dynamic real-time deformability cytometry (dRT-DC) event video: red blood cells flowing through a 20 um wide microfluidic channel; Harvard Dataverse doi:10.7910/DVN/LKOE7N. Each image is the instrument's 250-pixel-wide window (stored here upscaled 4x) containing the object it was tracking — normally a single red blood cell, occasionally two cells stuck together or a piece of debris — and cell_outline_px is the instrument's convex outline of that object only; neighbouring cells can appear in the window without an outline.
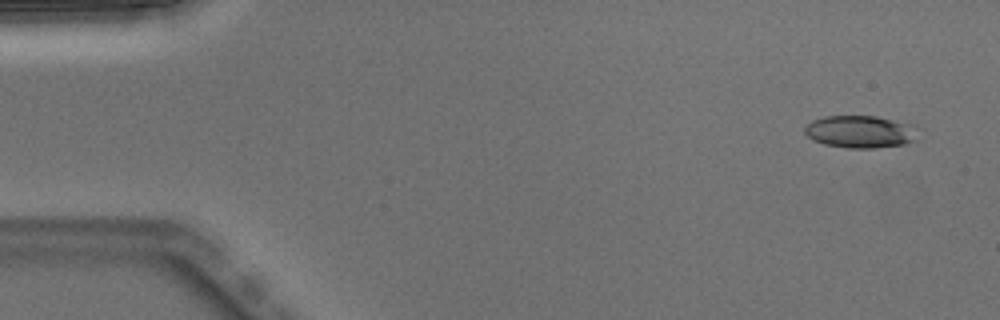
{"species": "Egyptian fruit bat (a non-hibernating species)", "species_latin": "Rousettus aegyptiacus", "temperature_condition": "warm", "stored_images_in_passage": 4, "camera_frame_rate_fps": 3000, "um_per_image_px": 0.085, "animal": {"sex": "male"}, "frame": {"image": 1, "passage_image": 1, "time_ms": 0.0, "image_size_px": [1000, 320], "cell_outline_px": [[924, 128], [916, 140], [904, 144], [872, 148], [848, 148], [824, 144], [812, 140], [804, 132], [804, 128], [812, 120], [824, 116], [876, 116], [916, 124]], "centroid_in_image_um": [73.24, 11.18], "position_along_channel_um": 11.8, "area_um2": 22.02}}
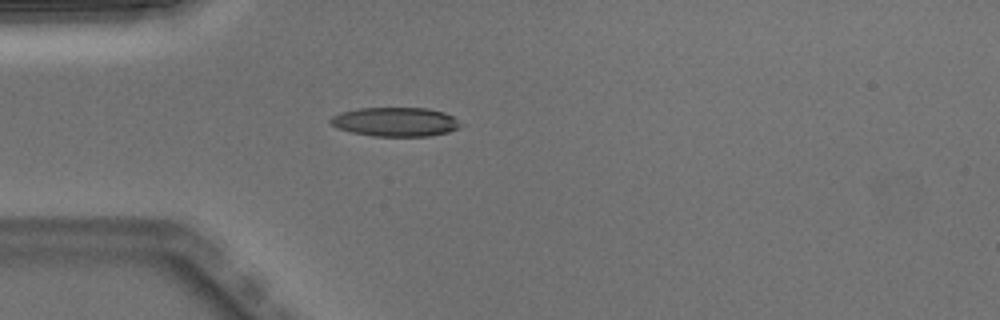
{"frame": {"image": 2, "passage_image": 4, "time_ms": 1.0, "image_size_px": [1000, 320], "cell_outline_px": [[464, 124], [460, 128], [448, 132], [428, 136], [372, 136], [352, 132], [340, 128], [332, 124], [328, 120], [332, 116], [340, 112], [356, 108], [428, 108], [444, 112], [452, 116]], "centroid_in_image_um": [33.64, 10.35], "position_along_channel_um": 51.4, "area_um2": 22.14}}